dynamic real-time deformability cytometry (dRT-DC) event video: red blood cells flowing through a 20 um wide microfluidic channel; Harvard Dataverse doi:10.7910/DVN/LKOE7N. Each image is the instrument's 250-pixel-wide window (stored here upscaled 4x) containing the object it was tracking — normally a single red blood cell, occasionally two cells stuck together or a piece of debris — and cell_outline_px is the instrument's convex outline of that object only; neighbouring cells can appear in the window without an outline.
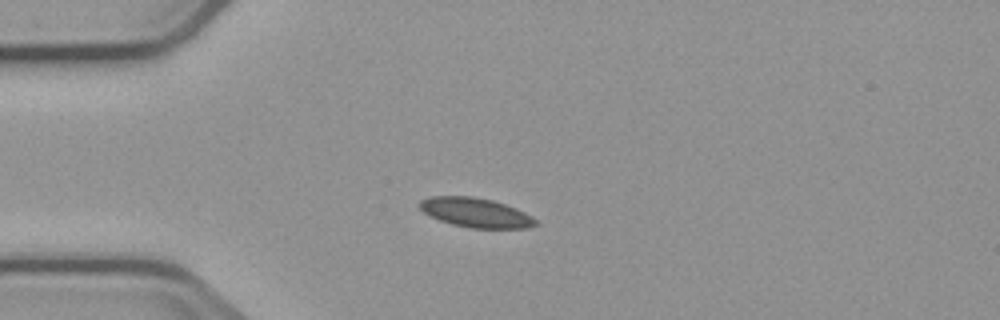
{"species": "common noctule bat (a hibernating species)", "species_latin": "Nyctalus noctula", "temperature_condition": "cold", "stored_images_in_passage": 9, "camera_frame_rate_fps": 3000, "um_per_image_px": 0.085, "animal": {"sex": "male", "body_mass_g": 23.1, "forearm_length_mm": 52.7}, "frame": {"image": 1, "passage_image": 3, "time_ms": 2.333, "image_size_px": [1000, 320], "cell_outline_px": [[540, 224], [528, 228], [468, 228], [452, 224], [440, 220], [424, 212], [416, 204], [420, 200], [432, 196], [472, 196], [492, 200], [516, 208], [532, 216]], "centroid_in_image_um": [40.44, 18.07], "position_along_channel_um": 44.6, "area_um2": 19.94}}
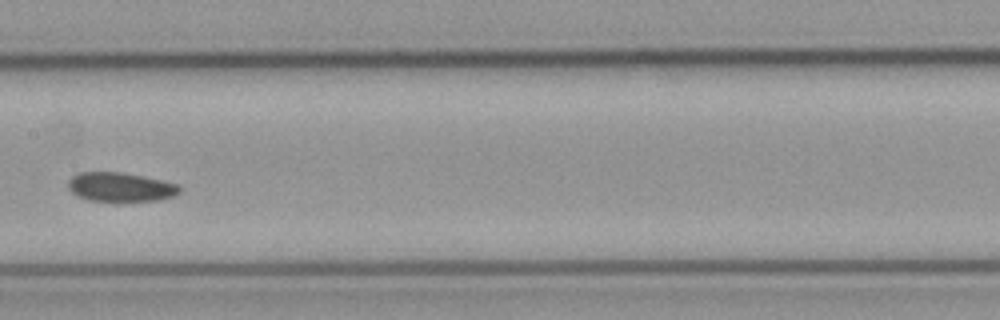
{"frame": {"image": 2, "passage_image": 7, "time_ms": 7.0, "image_size_px": [1000, 320], "cell_outline_px": [[180, 192], [172, 196], [160, 200], [88, 200], [76, 196], [68, 188], [68, 180], [72, 176], [80, 172], [120, 172], [160, 180], [176, 184], [180, 188]], "centroid_in_image_um": [10.18, 15.89], "position_along_channel_um": 197.2, "area_um2": 18.5}}
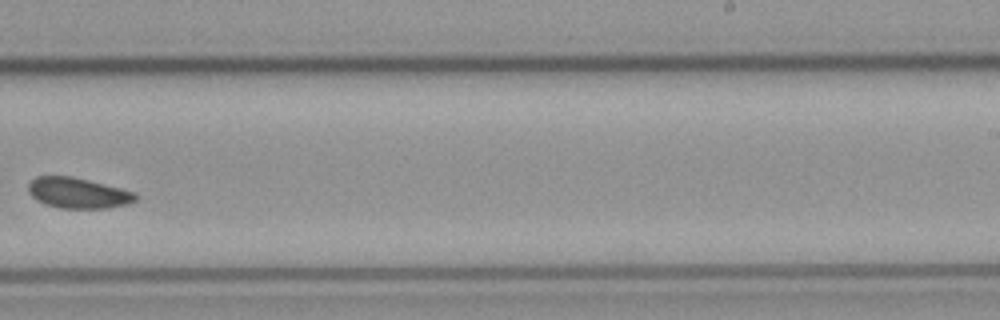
{"frame": {"image": 3, "passage_image": 9, "time_ms": 9.333, "image_size_px": [1000, 320], "cell_outline_px": [[136, 200], [128, 204], [108, 208], [60, 208], [44, 204], [36, 200], [28, 192], [28, 184], [36, 176], [72, 176], [136, 192]], "centroid_in_image_um": [6.61, 16.41], "position_along_channel_um": 282.4, "area_um2": 19.13}}